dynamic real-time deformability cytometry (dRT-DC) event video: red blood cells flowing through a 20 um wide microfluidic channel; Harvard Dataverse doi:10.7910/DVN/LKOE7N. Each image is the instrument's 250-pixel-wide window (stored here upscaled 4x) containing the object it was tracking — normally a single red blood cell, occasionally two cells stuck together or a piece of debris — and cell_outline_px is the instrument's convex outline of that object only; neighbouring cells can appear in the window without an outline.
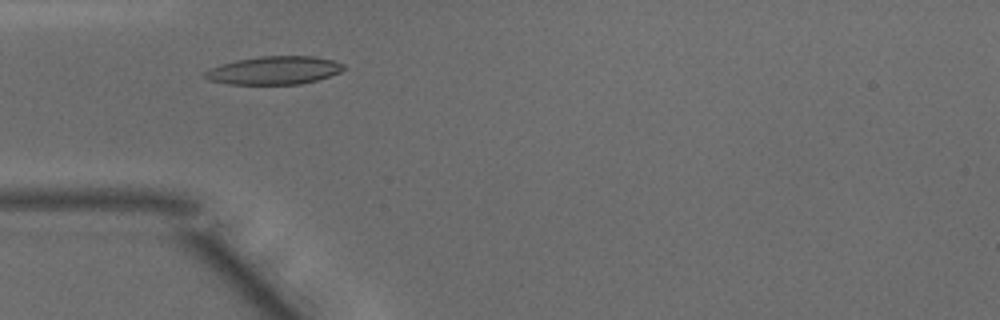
{"species": "common noctule bat (a hibernating species)", "species_latin": "Nyctalus noctula", "temperature_condition": "warm", "stored_images_in_passage": 42, "camera_frame_rate_fps": 3000, "um_per_image_px": 0.085, "animal": {"sex": "male", "body_mass_g": 15.6}, "frame": {"image": 1, "passage_image": 8, "time_ms": 2.333, "image_size_px": [1000, 320], "cell_outline_px": [[348, 68], [340, 72], [316, 80], [300, 84], [228, 84], [208, 80], [204, 76], [204, 72], [212, 68], [236, 60], [260, 56], [312, 56], [332, 60], [344, 64]], "centroid_in_image_um": [23.33, 5.98], "position_along_channel_um": 61.7, "area_um2": 22.6}}
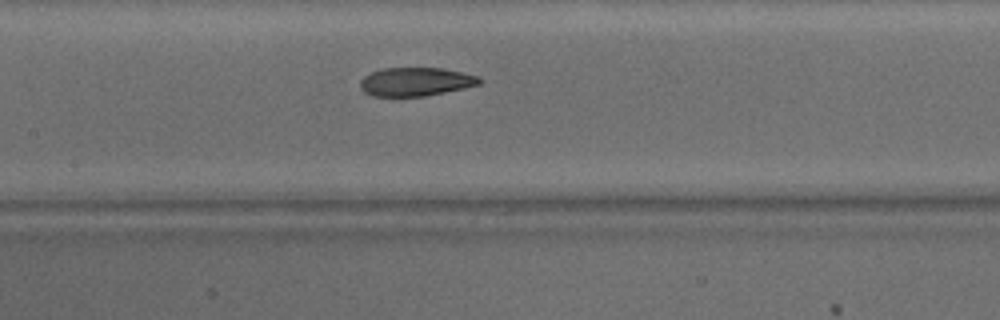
{"frame": {"image": 2, "passage_image": 16, "time_ms": 5.0, "image_size_px": [1000, 320], "cell_outline_px": [[484, 80], [480, 84], [464, 88], [424, 96], [372, 96], [364, 92], [360, 88], [360, 80], [364, 76], [380, 68], [444, 68], [464, 72], [480, 76]], "centroid_in_image_um": [35.36, 6.94], "position_along_channel_um": 172.0, "area_um2": 20.06}}
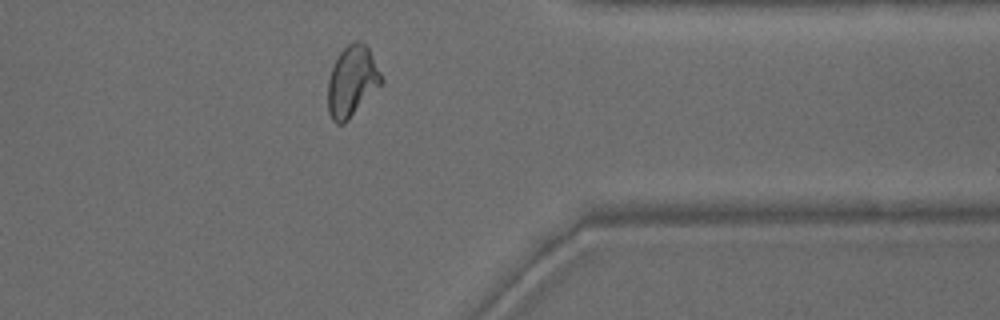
{"frame": {"image": 3, "passage_image": 32, "time_ms": 10.333, "image_size_px": [1000, 320], "cell_outline_px": [[384, 80], [348, 120], [344, 124], [336, 124], [332, 120], [328, 112], [328, 80], [332, 68], [340, 52], [352, 40], [360, 40], [368, 48]], "centroid_in_image_um": [29.9, 6.91], "position_along_channel_um": 381.5, "area_um2": 21.73}, "authors_computed_cell_mechanics": {"area_um2": 21.7328, "velocity_mm_per_s": 4.1443, "shape_relaxation_time_tau1_ms": 6.2492, "shape_relaxation_time_tau2_ms": 2.088, "deformation_change_tau1": 0.2124, "deformation_change_tau2": 0.0803}}